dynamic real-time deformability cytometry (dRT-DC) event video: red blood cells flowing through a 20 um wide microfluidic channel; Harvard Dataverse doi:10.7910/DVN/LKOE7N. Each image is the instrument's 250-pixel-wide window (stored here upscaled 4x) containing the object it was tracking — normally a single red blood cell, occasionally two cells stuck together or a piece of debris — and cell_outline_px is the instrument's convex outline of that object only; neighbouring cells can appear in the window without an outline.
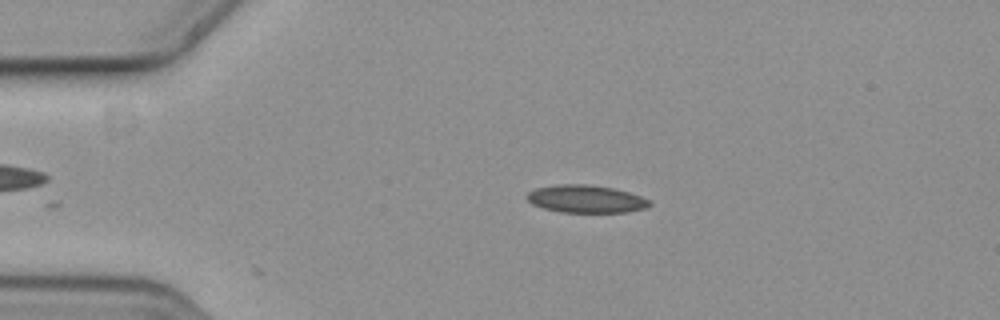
{"species": "common noctule bat (a hibernating species)", "species_latin": "Nyctalus noctula", "temperature_condition": "cold", "stored_images_in_passage": 40, "camera_frame_rate_fps": 3000, "um_per_image_px": 0.085, "animal": {"sex": "female", "body_mass_g": 19.3, "forearm_length_mm": 54.1}, "frame": {"image": 1, "passage_image": 3, "time_ms": 0.667, "image_size_px": [1000, 320], "cell_outline_px": [[652, 204], [648, 208], [628, 212], [560, 212], [544, 208], [532, 204], [524, 196], [528, 192], [536, 188], [560, 184], [584, 184], [612, 188], [628, 192], [652, 200]], "centroid_in_image_um": [49.83, 16.92], "position_along_channel_um": 35.2, "area_um2": 19.83}}
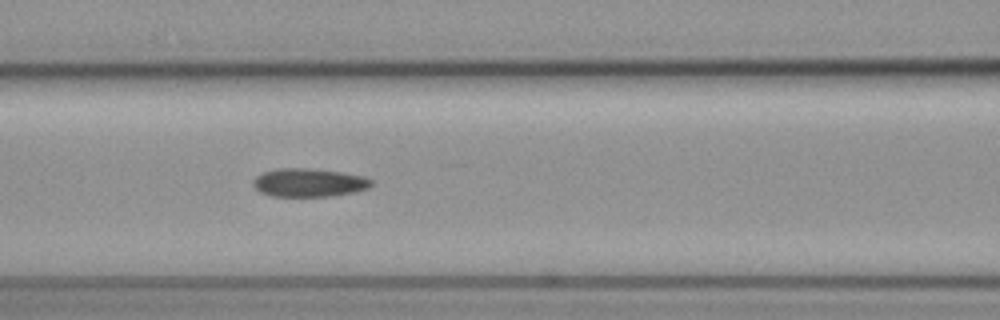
{"frame": {"image": 2, "passage_image": 15, "time_ms": 4.667, "image_size_px": [1000, 320], "cell_outline_px": [[372, 184], [368, 188], [352, 192], [332, 196], [272, 196], [260, 192], [252, 184], [252, 180], [256, 176], [264, 172], [276, 168], [308, 168], [340, 172], [364, 176], [372, 180]], "centroid_in_image_um": [26.23, 15.52], "position_along_channel_um": 140.4, "area_um2": 19.48}}
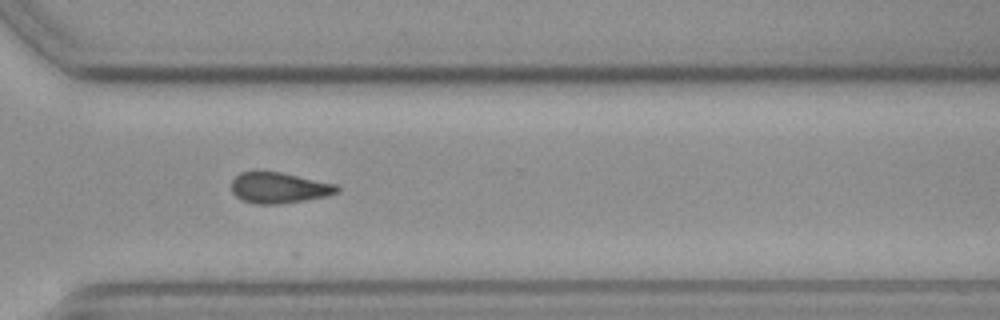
{"frame": {"image": 3, "passage_image": 32, "time_ms": 10.333, "image_size_px": [1000, 320], "cell_outline_px": [[340, 188], [336, 192], [328, 196], [280, 204], [256, 204], [240, 200], [232, 192], [232, 180], [240, 172], [256, 168], [280, 172], [336, 184]], "centroid_in_image_um": [23.64, 15.93], "position_along_channel_um": 347.0, "area_um2": 19.42}}